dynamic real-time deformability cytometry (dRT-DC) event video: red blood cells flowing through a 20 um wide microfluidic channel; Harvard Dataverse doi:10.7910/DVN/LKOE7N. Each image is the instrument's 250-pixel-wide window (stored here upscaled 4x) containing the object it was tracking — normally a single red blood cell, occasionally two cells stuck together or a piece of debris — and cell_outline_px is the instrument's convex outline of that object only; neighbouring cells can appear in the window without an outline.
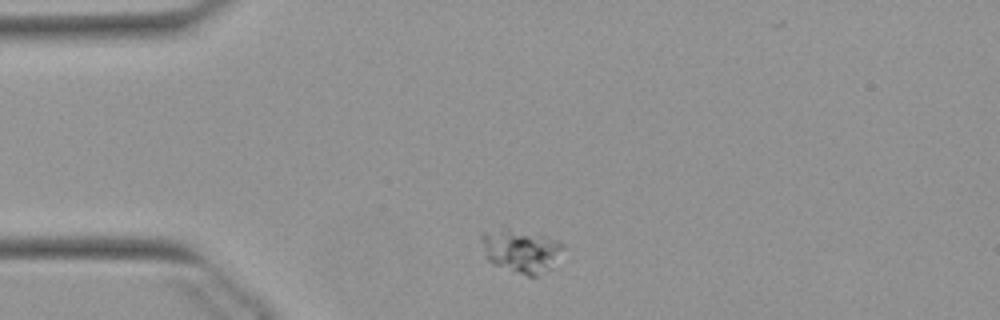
{"species": "Egyptian fruit bat (a non-hibernating species)", "species_latin": "Rousettus aegyptiacus", "temperature_condition": "warm", "stored_images_in_passage": 40, "camera_frame_rate_fps": 3000, "um_per_image_px": 0.085, "animal": {"sex": "female"}, "frame": {"image": 1, "passage_image": 1, "time_ms": 0.0, "image_size_px": [1000, 320], "cell_outline_px": [[564, 248], [552, 268], [536, 276], [528, 276], [512, 272], [492, 264], [484, 256], [480, 240], [480, 236], [484, 232], [500, 228], [508, 228], [548, 236], [560, 240], [564, 244]], "centroid_in_image_um": [44.28, 21.32], "position_along_channel_um": 40.7, "area_um2": 21.15}}
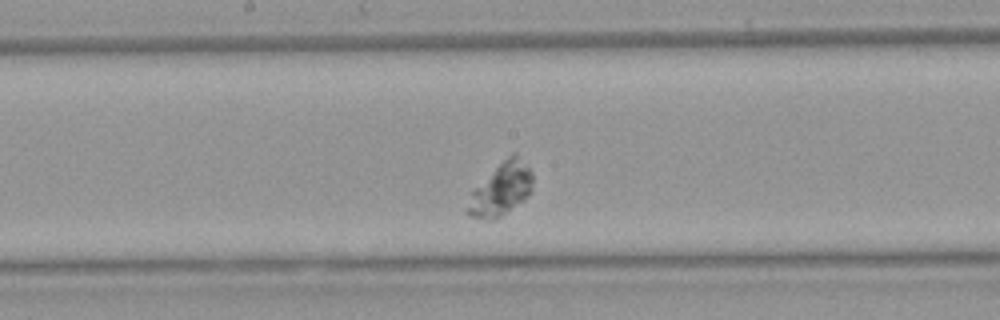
{"frame": {"image": 2, "passage_image": 17, "time_ms": 5.333, "image_size_px": [1000, 320], "cell_outline_px": [[532, 192], [524, 200], [500, 216], [492, 220], [488, 220], [468, 216], [464, 212], [464, 208], [472, 188], [512, 152], [516, 152], [532, 172]], "centroid_in_image_um": [42.54, 16.1], "position_along_channel_um": 205.7, "area_um2": 20.35}}
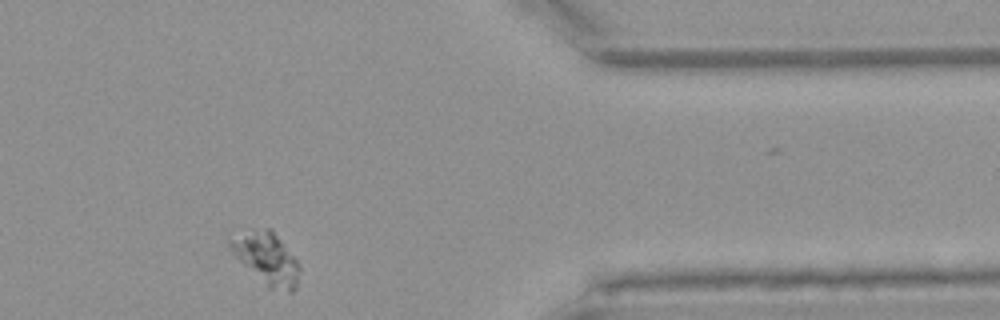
{"frame": {"image": 3, "passage_image": 34, "time_ms": 11.0, "image_size_px": [1000, 320], "cell_outline_px": [[300, 268], [296, 288], [292, 292], [288, 292], [268, 288], [228, 248], [228, 240], [252, 228], [272, 228], [300, 264]], "centroid_in_image_um": [22.69, 21.95], "position_along_channel_um": 388.7, "area_um2": 20.92}}